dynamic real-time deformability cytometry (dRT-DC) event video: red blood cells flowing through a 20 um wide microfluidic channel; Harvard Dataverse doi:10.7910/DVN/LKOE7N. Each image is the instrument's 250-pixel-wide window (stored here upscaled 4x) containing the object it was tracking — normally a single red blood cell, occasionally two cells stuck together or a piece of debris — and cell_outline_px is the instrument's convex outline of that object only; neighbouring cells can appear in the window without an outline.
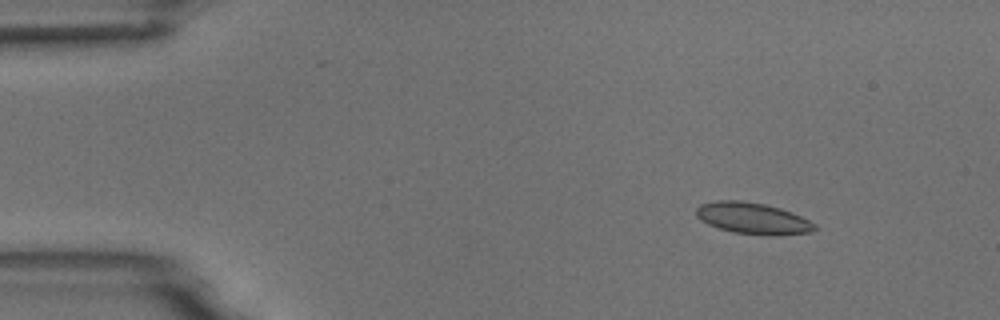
{"species": "common noctule bat (a hibernating species)", "species_latin": "Nyctalus noctula", "temperature_condition": "room temperature", "stored_images_in_passage": 7, "camera_frame_rate_fps": 3000, "um_per_image_px": 0.085, "animal": {"sex": "male", "body_mass_g": 18.8}, "frame": {"image": 1, "passage_image": 2, "time_ms": 1.333, "image_size_px": [1000, 320], "cell_outline_px": [[816, 228], [812, 232], [776, 236], [768, 236], [732, 232], [708, 224], [700, 220], [696, 216], [696, 208], [700, 204], [716, 200], [740, 200], [764, 204], [780, 208], [792, 212], [816, 224]], "centroid_in_image_um": [63.98, 18.56], "position_along_channel_um": 21.0, "area_um2": 21.85}}
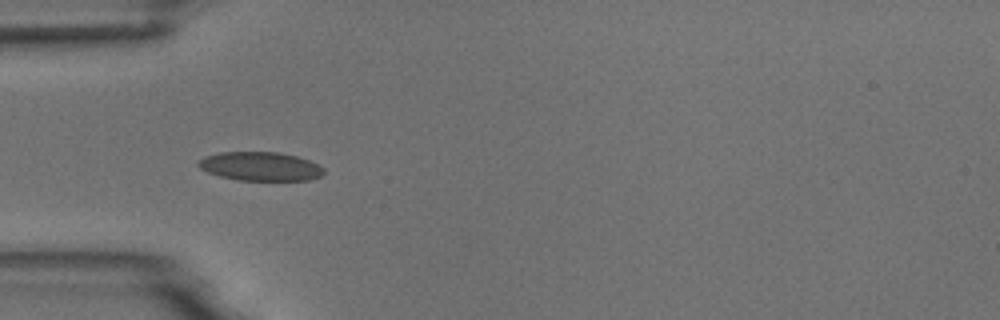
{"frame": {"image": 2, "passage_image": 5, "time_ms": 4.667, "image_size_px": [1000, 320], "cell_outline_px": [[324, 172], [320, 176], [308, 180], [240, 180], [220, 176], [208, 172], [200, 168], [196, 164], [204, 156], [220, 152], [276, 152], [296, 156], [308, 160], [324, 168]], "centroid_in_image_um": [22.11, 14.13], "position_along_channel_um": 62.9, "area_um2": 20.87}}